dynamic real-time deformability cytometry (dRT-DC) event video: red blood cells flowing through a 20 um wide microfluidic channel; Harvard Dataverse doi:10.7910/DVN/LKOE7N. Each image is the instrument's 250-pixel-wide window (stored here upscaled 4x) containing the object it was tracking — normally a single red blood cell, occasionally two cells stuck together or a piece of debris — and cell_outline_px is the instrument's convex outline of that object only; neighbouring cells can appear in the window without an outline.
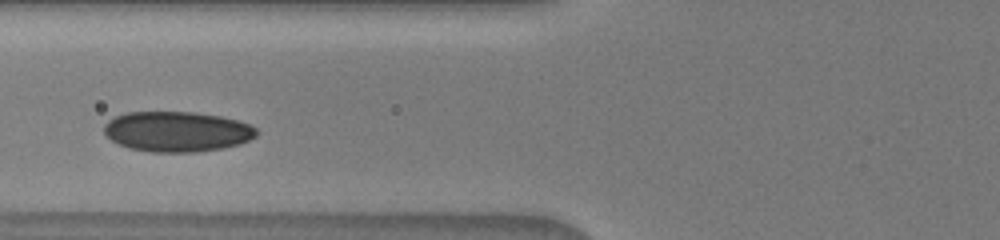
{"species": "human", "species_latin": "Homo sapiens", "temperature_condition": "warm", "stored_images_in_passage": 8, "camera_frame_rate_fps": 3000, "um_per_image_px": 0.085, "donor": {"sex": "male"}, "frame": {"image": 1, "passage_image": 4, "time_ms": 3.0, "image_size_px": [1000, 240], "cell_outline_px": [[260, 132], [256, 136], [240, 144], [224, 148], [196, 152], [152, 152], [128, 148], [112, 140], [104, 132], [104, 124], [108, 120], [116, 116], [128, 112], [196, 112], [220, 116], [236, 120], [248, 124], [256, 128]], "centroid_in_image_um": [15.06, 11.18], "position_along_channel_um": 110.7, "area_um2": 35.84}}
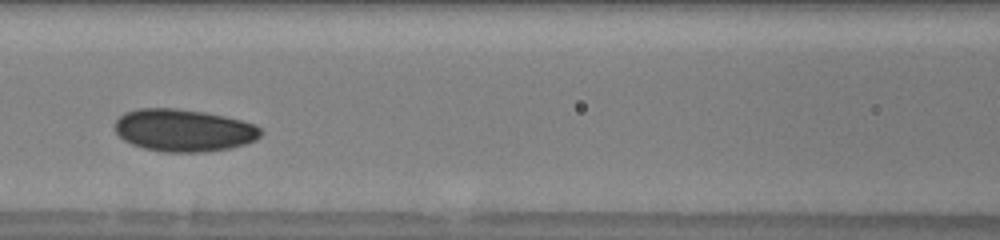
{"frame": {"image": 2, "passage_image": 5, "time_ms": 4.0, "image_size_px": [1000, 240], "cell_outline_px": [[264, 132], [256, 140], [244, 144], [228, 148], [204, 152], [164, 152], [144, 148], [132, 144], [124, 140], [116, 132], [116, 120], [124, 112], [140, 108], [176, 108], [204, 112], [224, 116], [256, 124]], "centroid_in_image_um": [15.63, 11.07], "position_along_channel_um": 151.0, "area_um2": 36.01}}
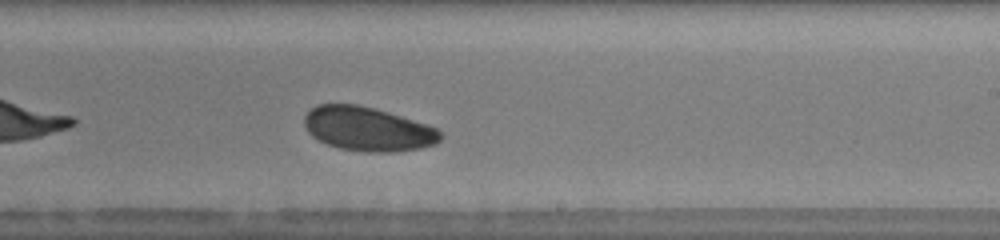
{"frame": {"image": 3, "passage_image": 8, "time_ms": 6.667, "image_size_px": [1000, 240], "cell_outline_px": [[444, 136], [436, 144], [420, 148], [396, 152], [364, 152], [340, 148], [328, 144], [312, 136], [308, 132], [304, 124], [304, 116], [316, 104], [356, 104], [376, 108], [428, 124], [436, 128]], "centroid_in_image_um": [31.29, 10.96], "position_along_channel_um": 257.7, "area_um2": 35.14}}